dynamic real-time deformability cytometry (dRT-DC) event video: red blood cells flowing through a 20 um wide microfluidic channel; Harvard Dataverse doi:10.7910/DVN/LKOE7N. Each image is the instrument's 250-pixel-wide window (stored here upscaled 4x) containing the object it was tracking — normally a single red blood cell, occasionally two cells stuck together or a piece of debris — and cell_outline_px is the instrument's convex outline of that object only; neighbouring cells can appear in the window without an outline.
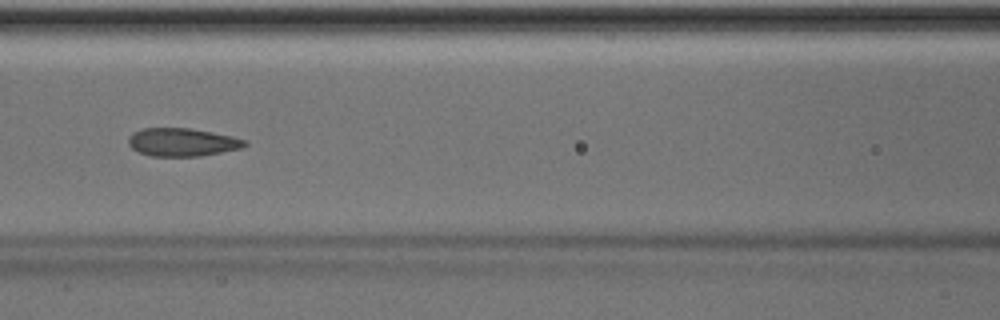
{"species": "Egyptian fruit bat (a non-hibernating species)", "species_latin": "Rousettus aegyptiacus", "temperature_condition": "room temperature", "stored_images_in_passage": 50, "camera_frame_rate_fps": 3000, "um_per_image_px": 0.085, "animal": {"sex": "male"}, "frame": {"image": 1, "passage_image": 22, "time_ms": 7.0, "image_size_px": [1000, 320], "cell_outline_px": [[248, 144], [240, 148], [200, 156], [152, 156], [140, 152], [132, 148], [128, 144], [128, 136], [132, 132], [144, 128], [188, 128], [212, 132], [232, 136], [248, 140]], "centroid_in_image_um": [15.48, 12.08], "position_along_channel_um": 151.1, "area_um2": 19.02}, "authors_computed_cell_mechanics": {"area_um2": 19.8254, "velocity_mm_per_s": 4.017, "shape_relaxation_time_tau1_ms": 10.1662, "shape_relaxation_time_tau2_ms": 1.3291, "deformation_change_tau1": 0.207, "deformation_change_tau2": 0.0643}}